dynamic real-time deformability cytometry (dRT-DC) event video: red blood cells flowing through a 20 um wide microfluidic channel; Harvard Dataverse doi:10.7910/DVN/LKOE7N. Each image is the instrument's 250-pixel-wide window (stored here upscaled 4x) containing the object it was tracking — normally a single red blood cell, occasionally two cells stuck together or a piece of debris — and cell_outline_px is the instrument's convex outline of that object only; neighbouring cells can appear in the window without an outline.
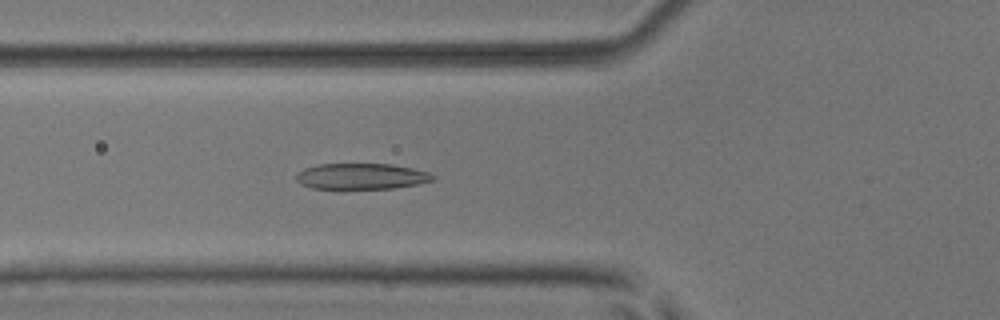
{"species": "common noctule bat (a hibernating species)", "species_latin": "Nyctalus noctula", "temperature_condition": "room temperature", "stored_images_in_passage": 36, "camera_frame_rate_fps": 3000, "um_per_image_px": 0.085, "animal": {"sex": "male", "body_mass_g": 17.9, "forearm_length_mm": 54.2}, "frame": {"image": 1, "passage_image": 20, "time_ms": 6.333, "image_size_px": [1000, 320], "cell_outline_px": [[436, 176], [432, 180], [416, 184], [392, 188], [312, 188], [300, 184], [296, 180], [296, 176], [304, 168], [320, 164], [392, 164], [412, 168], [428, 172]], "centroid_in_image_um": [30.71, 14.98], "position_along_channel_um": 95.1, "area_um2": 20.35}}
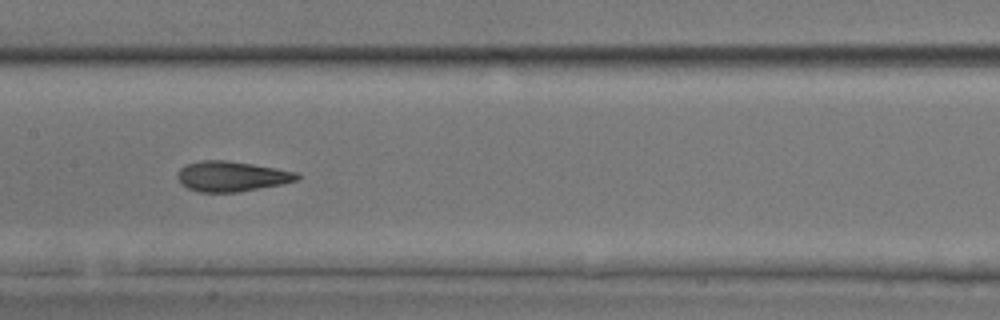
{"frame": {"image": 2, "passage_image": 27, "time_ms": 8.667, "image_size_px": [1000, 320], "cell_outline_px": [[300, 176], [296, 180], [280, 184], [240, 192], [200, 192], [188, 188], [180, 184], [176, 176], [180, 168], [188, 164], [200, 160], [228, 160], [276, 168], [296, 172]], "centroid_in_image_um": [19.64, 14.99], "position_along_channel_um": 187.8, "area_um2": 20.98}}
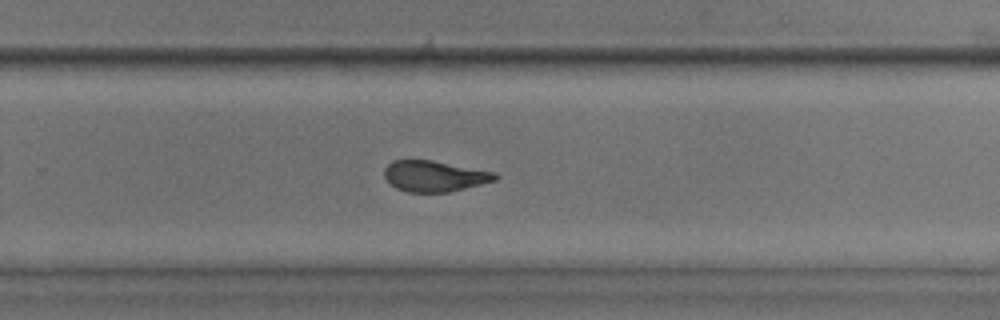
{"frame": {"image": 3, "passage_image": 35, "time_ms": 11.333, "image_size_px": [1000, 320], "cell_outline_px": [[500, 176], [496, 180], [448, 192], [408, 192], [396, 188], [384, 176], [384, 168], [392, 160], [432, 160], [496, 172]], "centroid_in_image_um": [36.93, 14.96], "position_along_channel_um": 292.9, "area_um2": 19.88}}